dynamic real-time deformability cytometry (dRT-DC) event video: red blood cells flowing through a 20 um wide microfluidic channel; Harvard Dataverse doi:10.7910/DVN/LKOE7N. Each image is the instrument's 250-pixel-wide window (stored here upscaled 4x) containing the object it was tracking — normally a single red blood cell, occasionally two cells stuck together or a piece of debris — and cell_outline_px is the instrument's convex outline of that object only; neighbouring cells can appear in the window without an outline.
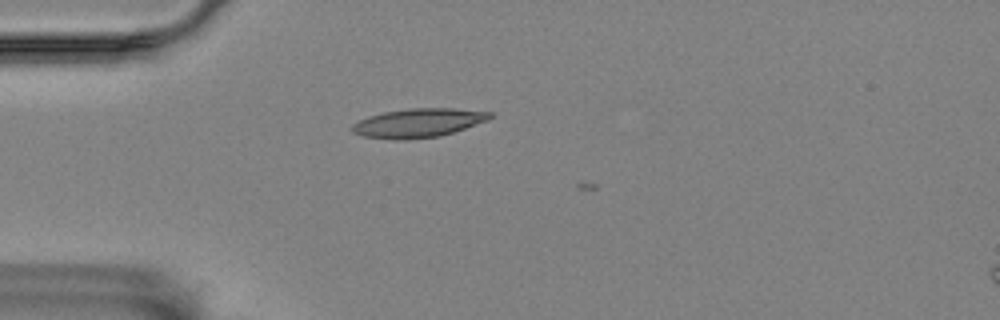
{"species": "Egyptian fruit bat (a non-hibernating species)", "species_latin": "Rousettus aegyptiacus", "temperature_condition": "room temperature", "stored_images_in_passage": 5, "camera_frame_rate_fps": 3000, "um_per_image_px": 0.085, "animal": {"sex": "female"}, "frame": {"image": 1, "passage_image": 4, "time_ms": 1.0, "image_size_px": [1000, 320], "cell_outline_px": [[492, 116], [488, 120], [440, 136], [404, 140], [392, 140], [360, 136], [352, 132], [352, 124], [368, 116], [384, 112], [408, 108], [452, 108], [492, 112]], "centroid_in_image_um": [35.51, 10.45], "position_along_channel_um": 49.5, "area_um2": 23.24}}